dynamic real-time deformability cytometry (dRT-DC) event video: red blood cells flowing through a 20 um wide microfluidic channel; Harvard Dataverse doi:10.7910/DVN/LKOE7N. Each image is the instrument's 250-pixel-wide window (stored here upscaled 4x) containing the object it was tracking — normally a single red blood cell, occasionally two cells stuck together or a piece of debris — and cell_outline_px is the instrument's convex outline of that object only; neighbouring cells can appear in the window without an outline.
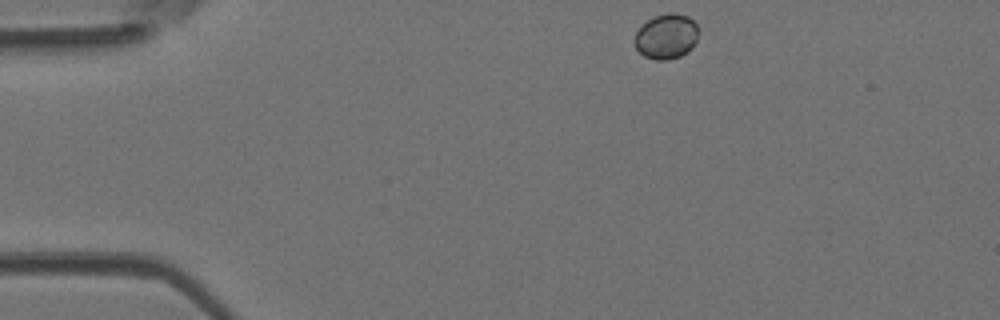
{"species": "Egyptian fruit bat (a non-hibernating species)", "species_latin": "Rousettus aegyptiacus", "temperature_condition": "room temperature", "stored_images_in_passage": 44, "camera_frame_rate_fps": 3000, "um_per_image_px": 0.085, "animal": {"sex": "female"}, "frame": {"image": 1, "passage_image": 1, "time_ms": 0.0, "image_size_px": [1000, 320], "cell_outline_px": [[696, 40], [692, 48], [688, 52], [680, 56], [668, 60], [656, 60], [644, 56], [636, 48], [636, 32], [648, 20], [656, 16], [668, 12], [676, 12], [688, 16], [696, 24]], "centroid_in_image_um": [56.65, 3.1], "position_along_channel_um": 28.3, "area_um2": 16.53}}
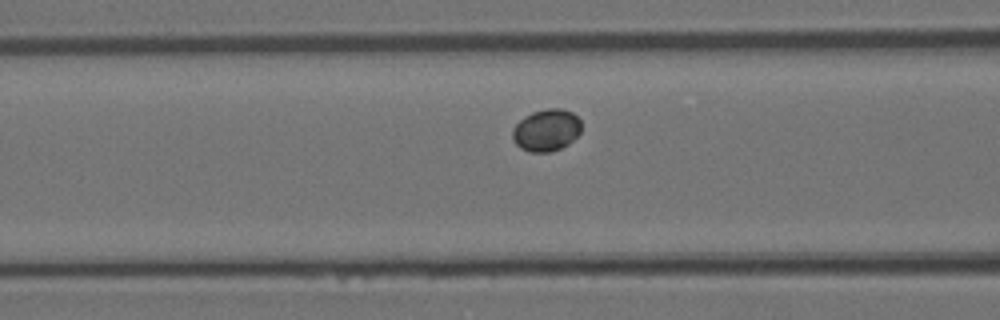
{"frame": {"image": 2, "passage_image": 13, "time_ms": 4.0, "image_size_px": [1000, 320], "cell_outline_px": [[580, 132], [568, 144], [552, 152], [528, 152], [520, 148], [512, 140], [512, 128], [524, 116], [532, 112], [548, 108], [560, 108], [572, 112], [580, 120]], "centroid_in_image_um": [46.41, 11.07], "position_along_channel_um": 120.2, "area_um2": 16.94}}
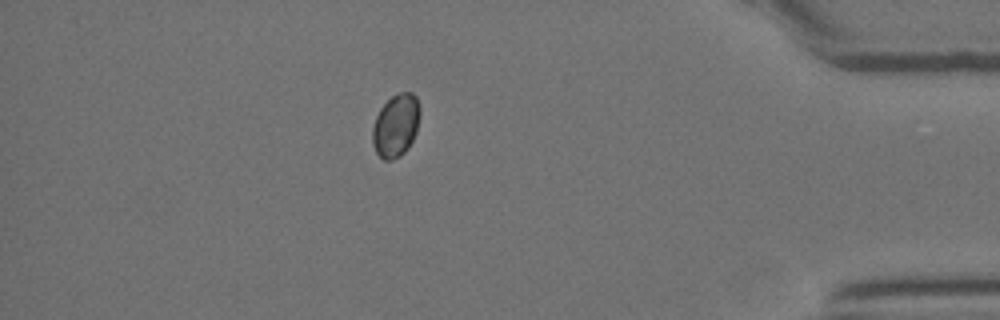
{"frame": {"image": 3, "passage_image": 38, "time_ms": 12.333, "image_size_px": [1000, 320], "cell_outline_px": [[420, 116], [416, 132], [408, 148], [400, 156], [392, 160], [384, 160], [376, 152], [372, 144], [372, 128], [376, 116], [380, 108], [392, 96], [400, 92], [412, 92], [416, 96], [420, 108]], "centroid_in_image_um": [33.65, 10.66], "position_along_channel_um": 401.6, "area_um2": 17.46}}